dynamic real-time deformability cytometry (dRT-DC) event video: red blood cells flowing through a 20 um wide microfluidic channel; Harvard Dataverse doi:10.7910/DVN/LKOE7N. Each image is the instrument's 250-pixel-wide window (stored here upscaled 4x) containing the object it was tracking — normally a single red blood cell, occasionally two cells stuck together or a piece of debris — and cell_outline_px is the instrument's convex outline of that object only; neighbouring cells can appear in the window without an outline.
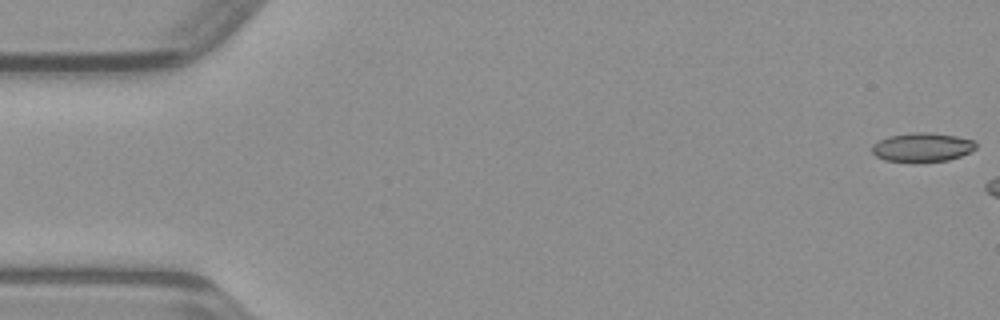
{"species": "common noctule bat (a hibernating species)", "species_latin": "Nyctalus noctula", "temperature_condition": "warm", "stored_images_in_passage": 11, "camera_frame_rate_fps": 3000, "um_per_image_px": 0.085, "animal": {"sex": "male", "body_mass_g": 23.1, "forearm_length_mm": 52.7}, "frame": {"image": 1, "passage_image": 1, "time_ms": 0.0, "image_size_px": [1000, 320], "cell_outline_px": [[976, 148], [960, 156], [948, 160], [912, 164], [884, 160], [876, 156], [872, 152], [872, 144], [888, 136], [912, 132], [928, 132], [956, 136], [976, 140]], "centroid_in_image_um": [78.37, 12.54], "position_along_channel_um": 6.6, "area_um2": 18.03}}